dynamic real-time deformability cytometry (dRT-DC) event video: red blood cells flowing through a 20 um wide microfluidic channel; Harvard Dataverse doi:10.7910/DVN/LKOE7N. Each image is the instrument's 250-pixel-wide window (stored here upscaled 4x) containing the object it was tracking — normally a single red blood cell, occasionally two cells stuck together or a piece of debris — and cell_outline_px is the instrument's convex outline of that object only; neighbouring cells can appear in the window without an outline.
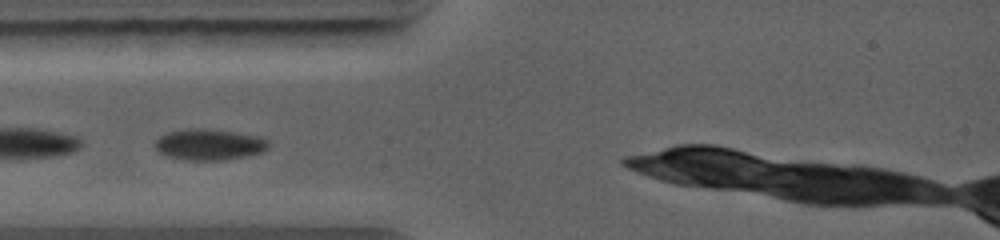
{"species": "common noctule bat (a hibernating species)", "species_latin": "Nyctalus noctula", "temperature_condition": "warm", "stored_images_in_passage": 29, "camera_frame_rate_fps": 5000, "um_per_image_px": 0.085, "animal": {"sex": "female", "body_mass_g": 19.0, "forearm_length_mm": 56.7}, "frame": {"image": 1, "passage_image": 1, "time_ms": 0.0, "image_size_px": [1000, 240], "cell_outline_px": [[268, 148], [260, 152], [244, 156], [224, 160], [188, 160], [168, 156], [160, 152], [152, 144], [160, 136], [168, 132], [188, 128], [208, 128], [260, 136], [268, 140]], "centroid_in_image_um": [17.76, 12.27], "position_along_channel_um": 67.2, "area_um2": 20.52}}